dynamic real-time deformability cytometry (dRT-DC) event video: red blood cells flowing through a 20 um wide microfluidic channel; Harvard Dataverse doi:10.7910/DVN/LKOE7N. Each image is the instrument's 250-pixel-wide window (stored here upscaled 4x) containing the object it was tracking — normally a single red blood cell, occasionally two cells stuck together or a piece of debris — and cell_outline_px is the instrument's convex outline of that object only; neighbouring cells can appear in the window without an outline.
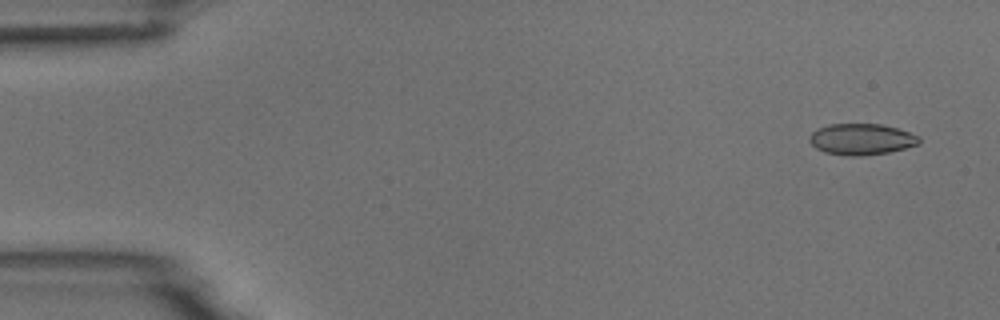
{"species": "common noctule bat (a hibernating species)", "species_latin": "Nyctalus noctula", "temperature_condition": "room temperature", "stored_images_in_passage": 4, "camera_frame_rate_fps": 3000, "um_per_image_px": 0.085, "animal": {"sex": "male", "body_mass_g": 18.8}, "frame": {"image": 1, "passage_image": 1, "time_ms": 0.0, "image_size_px": [1000, 320], "cell_outline_px": [[920, 144], [888, 152], [860, 156], [852, 156], [824, 152], [816, 148], [808, 140], [808, 136], [816, 128], [828, 124], [880, 124], [896, 128], [920, 136]], "centroid_in_image_um": [73.19, 11.83], "position_along_channel_um": 11.8, "area_um2": 19.94}}
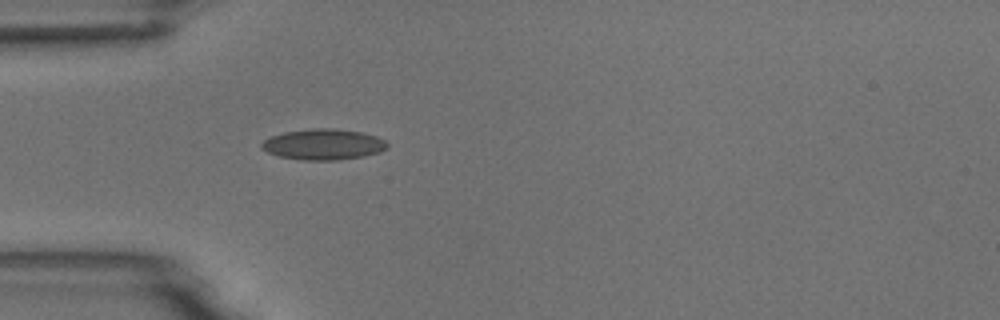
{"frame": {"image": 2, "passage_image": 4, "time_ms": 4.333, "image_size_px": [1000, 320], "cell_outline_px": [[388, 148], [380, 152], [364, 156], [336, 160], [304, 160], [280, 156], [268, 152], [260, 148], [260, 144], [264, 140], [272, 136], [284, 132], [312, 128], [328, 128], [360, 132], [376, 136], [384, 140], [388, 144]], "centroid_in_image_um": [27.49, 12.27], "position_along_channel_um": 57.5, "area_um2": 22.43}}